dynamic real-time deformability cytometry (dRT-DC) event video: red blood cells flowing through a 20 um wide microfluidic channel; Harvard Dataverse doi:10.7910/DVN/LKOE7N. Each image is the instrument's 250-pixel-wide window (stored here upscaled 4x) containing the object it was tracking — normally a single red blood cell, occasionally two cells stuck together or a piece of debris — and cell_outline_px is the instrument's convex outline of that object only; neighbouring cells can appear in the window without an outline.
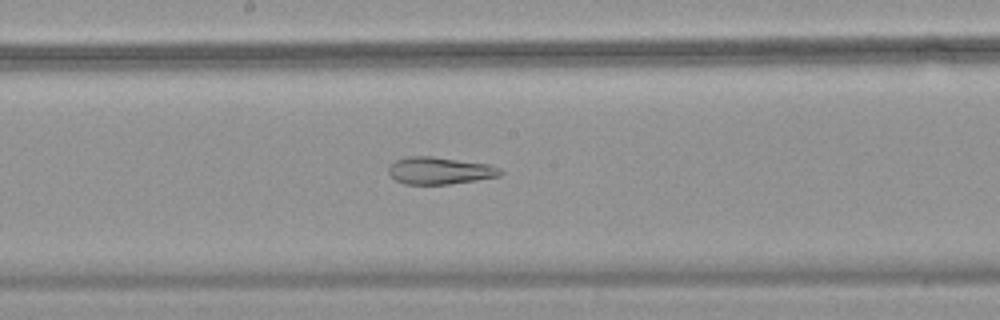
{"species": "common noctule bat (a hibernating species)", "species_latin": "Nyctalus noctula", "temperature_condition": "warm", "stored_images_in_passage": 55, "camera_frame_rate_fps": 3000, "um_per_image_px": 0.085, "animal": {"sex": "female", "body_mass_g": 18.4}, "frame": {"image": 1, "passage_image": 30, "time_ms": 9.667, "image_size_px": [1000, 320], "cell_outline_px": [[504, 172], [500, 176], [476, 180], [448, 184], [404, 184], [396, 180], [388, 172], [388, 168], [396, 160], [408, 156], [432, 156], [488, 164], [500, 168]], "centroid_in_image_um": [37.39, 14.5], "position_along_channel_um": 210.8, "area_um2": 17.63}}
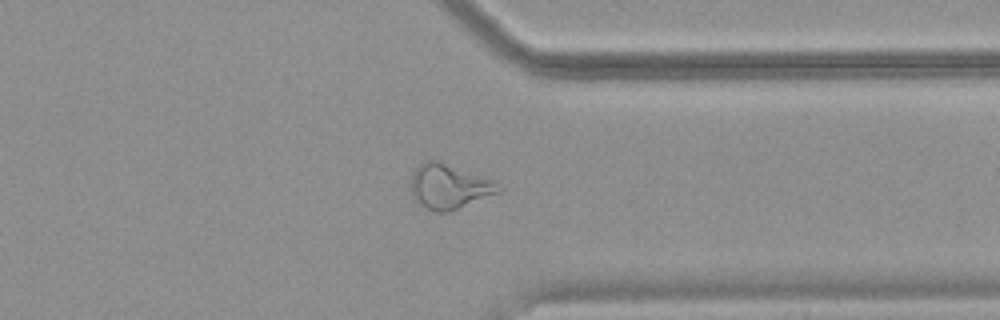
{"frame": {"image": 2, "passage_image": 43, "time_ms": 14.0, "image_size_px": [1000, 320], "cell_outline_px": [[504, 188], [500, 192], [448, 212], [436, 212], [424, 208], [412, 196], [412, 176], [416, 168], [420, 164], [428, 160], [436, 160], [496, 180]], "centroid_in_image_um": [38.22, 15.86], "position_along_channel_um": 373.2, "area_um2": 22.77}}
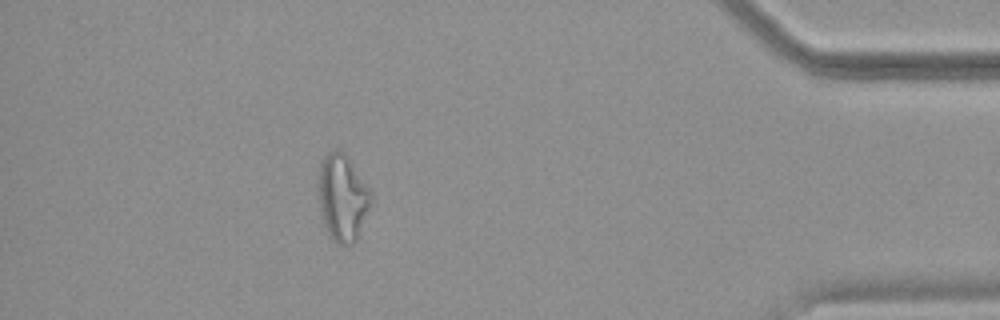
{"frame": {"image": 3, "passage_image": 49, "time_ms": 16.0, "image_size_px": [1000, 320], "cell_outline_px": [[372, 204], [356, 240], [352, 244], [336, 244], [332, 240], [324, 224], [320, 212], [316, 184], [316, 180], [320, 160], [332, 148], [344, 152], [372, 192]], "centroid_in_image_um": [29.08, 16.77], "position_along_channel_um": 406.1, "area_um2": 27.22}, "authors_computed_cell_mechanics": {"area_um2": 25.721, "velocity_mm_per_s": 3.7836, "shape_relaxation_time_tau1_ms": null, "shape_relaxation_time_tau2_ms": 2.1087, "deformation_change_tau1": null, "deformation_change_tau2": 0.1014}}